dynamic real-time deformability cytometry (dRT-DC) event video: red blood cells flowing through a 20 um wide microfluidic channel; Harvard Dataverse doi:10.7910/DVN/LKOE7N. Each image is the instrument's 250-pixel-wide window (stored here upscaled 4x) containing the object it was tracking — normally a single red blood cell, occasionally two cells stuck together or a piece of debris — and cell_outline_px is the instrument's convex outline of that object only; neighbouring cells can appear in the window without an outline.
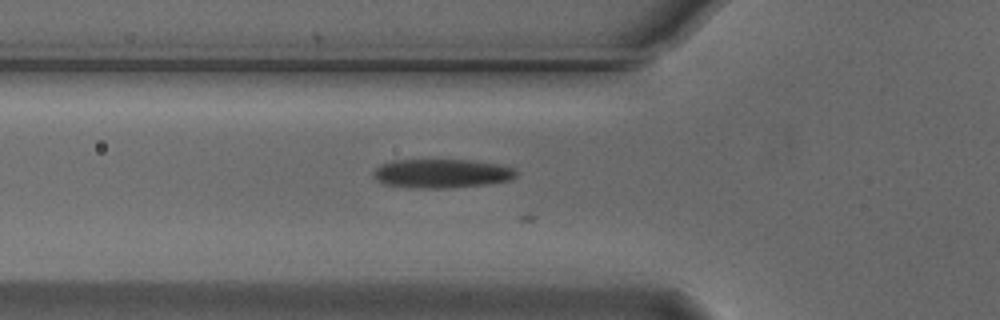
{"species": "Egyptian fruit bat (a non-hibernating species)", "species_latin": "Rousettus aegyptiacus", "temperature_condition": "cold", "stored_images_in_passage": 8, "camera_frame_rate_fps": 3000, "um_per_image_px": 0.085, "animal": {"sex": "male"}, "frame": {"image": 1, "passage_image": 4, "time_ms": 1.0, "image_size_px": [1000, 320], "cell_outline_px": [[516, 176], [508, 180], [484, 184], [444, 188], [420, 188], [380, 184], [372, 176], [376, 168], [380, 164], [392, 160], [468, 160], [496, 164], [512, 168], [516, 172]], "centroid_in_image_um": [37.44, 14.74], "position_along_channel_um": 88.4, "area_um2": 23.81}}
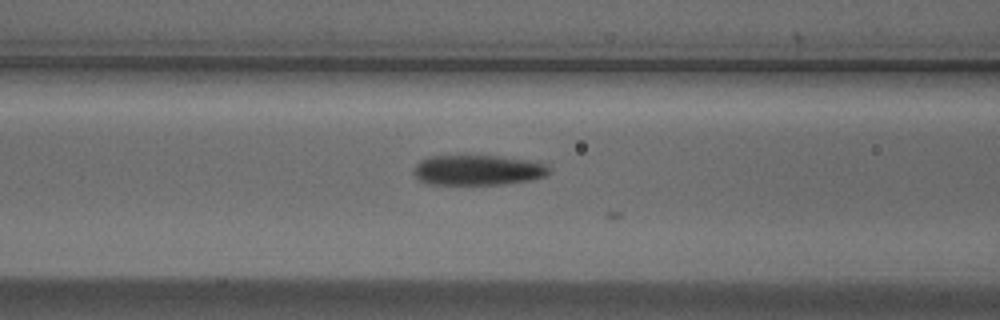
{"frame": {"image": 2, "passage_image": 7, "time_ms": 2.0, "image_size_px": [1000, 320], "cell_outline_px": [[552, 168], [548, 176], [532, 180], [504, 184], [428, 184], [420, 180], [412, 172], [412, 168], [420, 160], [428, 156], [496, 156], [524, 160], [548, 164]], "centroid_in_image_um": [40.63, 14.46], "position_along_channel_um": 126.0, "area_um2": 23.99}}